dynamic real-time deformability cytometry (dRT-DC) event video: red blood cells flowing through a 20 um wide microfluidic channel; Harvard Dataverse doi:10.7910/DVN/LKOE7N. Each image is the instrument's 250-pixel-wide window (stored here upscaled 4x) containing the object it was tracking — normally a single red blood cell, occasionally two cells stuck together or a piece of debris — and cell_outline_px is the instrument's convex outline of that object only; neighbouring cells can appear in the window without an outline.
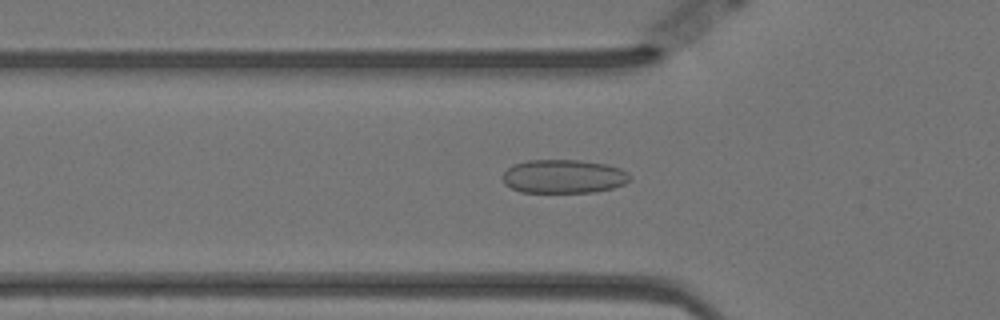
{"species": "Egyptian fruit bat (a non-hibernating species)", "species_latin": "Rousettus aegyptiacus", "temperature_condition": "warm", "stored_images_in_passage": 54, "camera_frame_rate_fps": 3000, "um_per_image_px": 0.085, "animal": {"sex": "female"}, "frame": {"image": 1, "passage_image": 18, "time_ms": 5.667, "image_size_px": [1000, 320], "cell_outline_px": [[632, 176], [624, 184], [612, 188], [592, 192], [520, 192], [504, 184], [500, 176], [512, 164], [528, 160], [580, 160], [608, 164], [620, 168], [628, 172]], "centroid_in_image_um": [47.88, 14.99], "position_along_channel_um": 77.9, "area_um2": 25.2}}
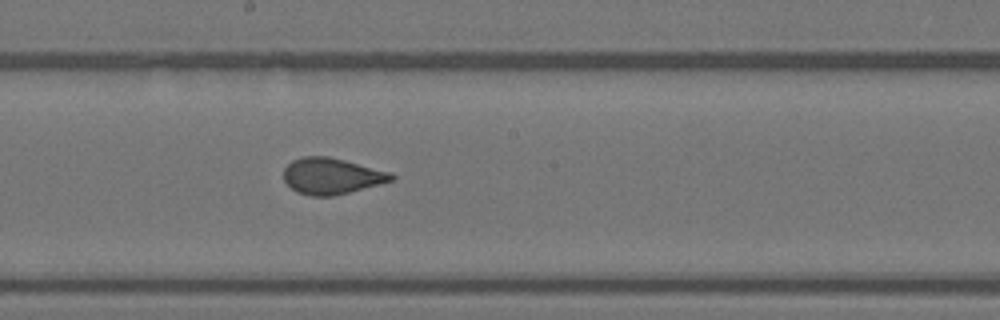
{"frame": {"image": 2, "passage_image": 30, "time_ms": 9.667, "image_size_px": [1000, 320], "cell_outline_px": [[396, 176], [392, 180], [380, 184], [332, 196], [308, 196], [296, 192], [284, 180], [284, 168], [292, 160], [300, 156], [328, 156], [392, 172]], "centroid_in_image_um": [28.17, 14.96], "position_along_channel_um": 220.0, "area_um2": 22.72}}
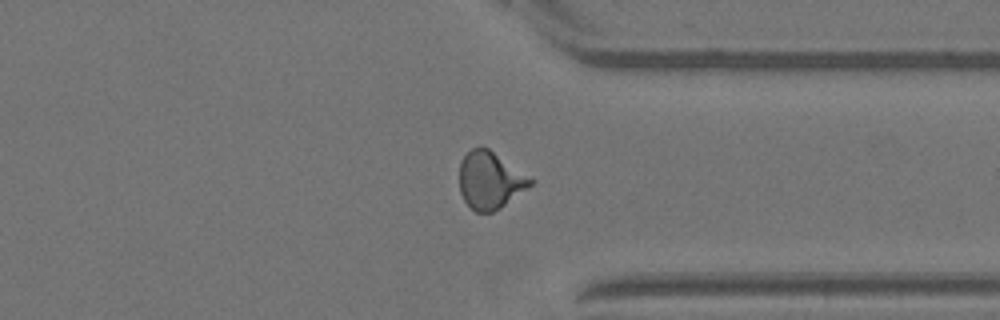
{"frame": {"image": 3, "passage_image": 43, "time_ms": 14.0, "image_size_px": [1000, 320], "cell_outline_px": [[536, 180], [532, 184], [500, 208], [492, 212], [476, 212], [464, 200], [460, 192], [460, 160], [472, 148], [480, 144], [488, 148]], "centroid_in_image_um": [41.65, 15.29], "position_along_channel_um": 369.7, "area_um2": 23.64}}